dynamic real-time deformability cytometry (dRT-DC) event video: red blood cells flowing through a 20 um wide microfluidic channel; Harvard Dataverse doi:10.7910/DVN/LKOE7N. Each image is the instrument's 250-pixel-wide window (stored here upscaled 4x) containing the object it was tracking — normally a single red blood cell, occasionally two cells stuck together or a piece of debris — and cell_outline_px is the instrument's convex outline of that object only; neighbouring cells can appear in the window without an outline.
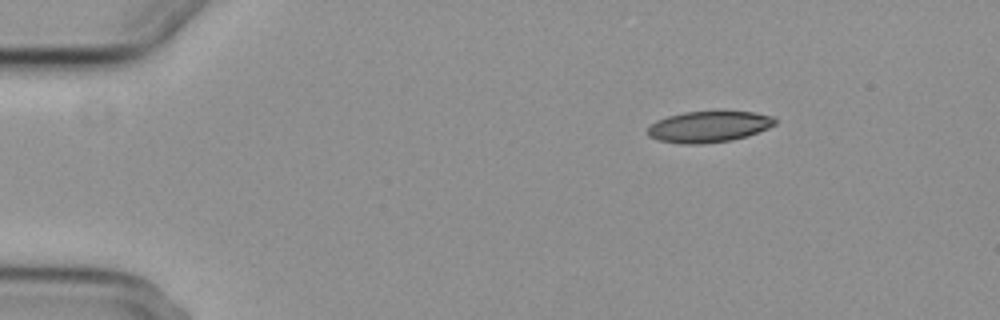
{"species": "common noctule bat (a hibernating species)", "species_latin": "Nyctalus noctula", "temperature_condition": "cold", "stored_images_in_passage": 3, "camera_frame_rate_fps": 3000, "um_per_image_px": 0.085, "animal": {"sex": "female", "body_mass_g": 29.2, "forearm_length_mm": 56.3}, "frame": {"image": 1, "passage_image": 1, "time_ms": 0.0, "image_size_px": [1000, 320], "cell_outline_px": [[776, 124], [768, 128], [748, 136], [732, 140], [700, 144], [684, 144], [660, 140], [648, 136], [648, 128], [656, 120], [668, 116], [684, 112], [756, 112], [776, 116]], "centroid_in_image_um": [60.29, 10.77], "position_along_channel_um": 24.7, "area_um2": 23.06}}